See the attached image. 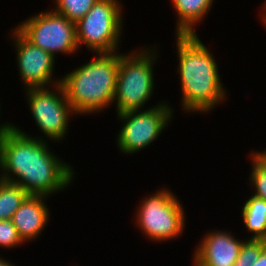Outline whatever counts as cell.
Returning <instances> with one entry per match:
<instances>
[{
	"label": "cell",
	"instance_id": "277c9868",
	"mask_svg": "<svg viewBox=\"0 0 266 266\" xmlns=\"http://www.w3.org/2000/svg\"><path fill=\"white\" fill-rule=\"evenodd\" d=\"M152 46L121 53L113 100L116 114L143 110L151 100L155 90L153 69L159 57L156 45Z\"/></svg>",
	"mask_w": 266,
	"mask_h": 266
},
{
	"label": "cell",
	"instance_id": "ac0fdd59",
	"mask_svg": "<svg viewBox=\"0 0 266 266\" xmlns=\"http://www.w3.org/2000/svg\"><path fill=\"white\" fill-rule=\"evenodd\" d=\"M251 164V173H249L250 178L248 181L254 190L251 195L266 201V170L263 169L252 157Z\"/></svg>",
	"mask_w": 266,
	"mask_h": 266
},
{
	"label": "cell",
	"instance_id": "3957f363",
	"mask_svg": "<svg viewBox=\"0 0 266 266\" xmlns=\"http://www.w3.org/2000/svg\"><path fill=\"white\" fill-rule=\"evenodd\" d=\"M121 53H96L87 63L61 77L76 116L98 114L113 104Z\"/></svg>",
	"mask_w": 266,
	"mask_h": 266
},
{
	"label": "cell",
	"instance_id": "7a4b0ae2",
	"mask_svg": "<svg viewBox=\"0 0 266 266\" xmlns=\"http://www.w3.org/2000/svg\"><path fill=\"white\" fill-rule=\"evenodd\" d=\"M199 35H175L177 74L181 85V110L186 113H208L227 100L226 87L215 56Z\"/></svg>",
	"mask_w": 266,
	"mask_h": 266
},
{
	"label": "cell",
	"instance_id": "5bb4252c",
	"mask_svg": "<svg viewBox=\"0 0 266 266\" xmlns=\"http://www.w3.org/2000/svg\"><path fill=\"white\" fill-rule=\"evenodd\" d=\"M243 204V223L252 234L248 239L266 241V201L251 195Z\"/></svg>",
	"mask_w": 266,
	"mask_h": 266
},
{
	"label": "cell",
	"instance_id": "8fae6325",
	"mask_svg": "<svg viewBox=\"0 0 266 266\" xmlns=\"http://www.w3.org/2000/svg\"><path fill=\"white\" fill-rule=\"evenodd\" d=\"M230 231L210 230L195 247L193 266H233L239 256L244 239Z\"/></svg>",
	"mask_w": 266,
	"mask_h": 266
},
{
	"label": "cell",
	"instance_id": "9a60e30c",
	"mask_svg": "<svg viewBox=\"0 0 266 266\" xmlns=\"http://www.w3.org/2000/svg\"><path fill=\"white\" fill-rule=\"evenodd\" d=\"M28 196L20 185L0 179V220L11 219Z\"/></svg>",
	"mask_w": 266,
	"mask_h": 266
},
{
	"label": "cell",
	"instance_id": "d6986e66",
	"mask_svg": "<svg viewBox=\"0 0 266 266\" xmlns=\"http://www.w3.org/2000/svg\"><path fill=\"white\" fill-rule=\"evenodd\" d=\"M25 243L19 236L18 230L11 219L0 220V247L15 248Z\"/></svg>",
	"mask_w": 266,
	"mask_h": 266
},
{
	"label": "cell",
	"instance_id": "6da1fadb",
	"mask_svg": "<svg viewBox=\"0 0 266 266\" xmlns=\"http://www.w3.org/2000/svg\"><path fill=\"white\" fill-rule=\"evenodd\" d=\"M0 131V179L20 185L29 195L51 197L74 180V169L46 141L6 121Z\"/></svg>",
	"mask_w": 266,
	"mask_h": 266
},
{
	"label": "cell",
	"instance_id": "8992f818",
	"mask_svg": "<svg viewBox=\"0 0 266 266\" xmlns=\"http://www.w3.org/2000/svg\"><path fill=\"white\" fill-rule=\"evenodd\" d=\"M122 1L97 0L76 23L78 48L85 46L96 53L118 52L123 33Z\"/></svg>",
	"mask_w": 266,
	"mask_h": 266
},
{
	"label": "cell",
	"instance_id": "cb8c5ba5",
	"mask_svg": "<svg viewBox=\"0 0 266 266\" xmlns=\"http://www.w3.org/2000/svg\"><path fill=\"white\" fill-rule=\"evenodd\" d=\"M0 104H1V103H0ZM1 107H2V106L0 105V109H1ZM0 114H1V111H0ZM5 125H6V123H3V124L0 123V131L2 130V128H3Z\"/></svg>",
	"mask_w": 266,
	"mask_h": 266
},
{
	"label": "cell",
	"instance_id": "603a6c76",
	"mask_svg": "<svg viewBox=\"0 0 266 266\" xmlns=\"http://www.w3.org/2000/svg\"><path fill=\"white\" fill-rule=\"evenodd\" d=\"M0 266H15V264L11 263L9 260H5V258L0 257Z\"/></svg>",
	"mask_w": 266,
	"mask_h": 266
},
{
	"label": "cell",
	"instance_id": "5b68a950",
	"mask_svg": "<svg viewBox=\"0 0 266 266\" xmlns=\"http://www.w3.org/2000/svg\"><path fill=\"white\" fill-rule=\"evenodd\" d=\"M185 219L181 200L164 187L144 197L134 216L141 233L156 243L179 238L185 229Z\"/></svg>",
	"mask_w": 266,
	"mask_h": 266
},
{
	"label": "cell",
	"instance_id": "ba28073f",
	"mask_svg": "<svg viewBox=\"0 0 266 266\" xmlns=\"http://www.w3.org/2000/svg\"><path fill=\"white\" fill-rule=\"evenodd\" d=\"M53 88V89H52ZM28 108L35 121L36 127L44 134L39 136L47 142L48 140L56 142L64 141L68 130L69 120L76 117L70 103L67 101L64 89L61 84L53 87L25 89Z\"/></svg>",
	"mask_w": 266,
	"mask_h": 266
},
{
	"label": "cell",
	"instance_id": "52a82bcc",
	"mask_svg": "<svg viewBox=\"0 0 266 266\" xmlns=\"http://www.w3.org/2000/svg\"><path fill=\"white\" fill-rule=\"evenodd\" d=\"M159 102L145 110H132L117 114L122 128L117 134V147L123 154L137 153L152 145L173 119V107ZM152 143V144H151Z\"/></svg>",
	"mask_w": 266,
	"mask_h": 266
},
{
	"label": "cell",
	"instance_id": "7c38bea8",
	"mask_svg": "<svg viewBox=\"0 0 266 266\" xmlns=\"http://www.w3.org/2000/svg\"><path fill=\"white\" fill-rule=\"evenodd\" d=\"M46 196L29 195L14 212L11 220L18 230L21 239L26 242L35 241L48 225L50 213Z\"/></svg>",
	"mask_w": 266,
	"mask_h": 266
},
{
	"label": "cell",
	"instance_id": "e0dca14e",
	"mask_svg": "<svg viewBox=\"0 0 266 266\" xmlns=\"http://www.w3.org/2000/svg\"><path fill=\"white\" fill-rule=\"evenodd\" d=\"M265 247L266 241L264 240L245 239L233 266H252L259 259Z\"/></svg>",
	"mask_w": 266,
	"mask_h": 266
},
{
	"label": "cell",
	"instance_id": "30bf717a",
	"mask_svg": "<svg viewBox=\"0 0 266 266\" xmlns=\"http://www.w3.org/2000/svg\"><path fill=\"white\" fill-rule=\"evenodd\" d=\"M10 34V40L13 41L16 50V66L18 65L23 89L53 87L60 84L61 77L57 79L54 76L55 58L47 51L31 44L15 28Z\"/></svg>",
	"mask_w": 266,
	"mask_h": 266
},
{
	"label": "cell",
	"instance_id": "44dd1931",
	"mask_svg": "<svg viewBox=\"0 0 266 266\" xmlns=\"http://www.w3.org/2000/svg\"><path fill=\"white\" fill-rule=\"evenodd\" d=\"M252 266H266V247L261 251L259 259Z\"/></svg>",
	"mask_w": 266,
	"mask_h": 266
},
{
	"label": "cell",
	"instance_id": "4fadbf2b",
	"mask_svg": "<svg viewBox=\"0 0 266 266\" xmlns=\"http://www.w3.org/2000/svg\"><path fill=\"white\" fill-rule=\"evenodd\" d=\"M213 2L214 0H171L177 16L175 35L197 34V24L207 17Z\"/></svg>",
	"mask_w": 266,
	"mask_h": 266
},
{
	"label": "cell",
	"instance_id": "9c48e42d",
	"mask_svg": "<svg viewBox=\"0 0 266 266\" xmlns=\"http://www.w3.org/2000/svg\"><path fill=\"white\" fill-rule=\"evenodd\" d=\"M15 29L31 44L54 58L57 53L75 54L79 50L76 40V23L52 9L29 16Z\"/></svg>",
	"mask_w": 266,
	"mask_h": 266
},
{
	"label": "cell",
	"instance_id": "ffe728a7",
	"mask_svg": "<svg viewBox=\"0 0 266 266\" xmlns=\"http://www.w3.org/2000/svg\"><path fill=\"white\" fill-rule=\"evenodd\" d=\"M250 157H252L263 169L266 170V149L264 151H251V155L249 154Z\"/></svg>",
	"mask_w": 266,
	"mask_h": 266
},
{
	"label": "cell",
	"instance_id": "7402d4cb",
	"mask_svg": "<svg viewBox=\"0 0 266 266\" xmlns=\"http://www.w3.org/2000/svg\"><path fill=\"white\" fill-rule=\"evenodd\" d=\"M262 6H263V9H261V10H263V11H262L260 17L262 16L261 21H262L264 27H266V1H264V4Z\"/></svg>",
	"mask_w": 266,
	"mask_h": 266
},
{
	"label": "cell",
	"instance_id": "2e32d148",
	"mask_svg": "<svg viewBox=\"0 0 266 266\" xmlns=\"http://www.w3.org/2000/svg\"><path fill=\"white\" fill-rule=\"evenodd\" d=\"M97 0H54L52 10L77 23L93 7Z\"/></svg>",
	"mask_w": 266,
	"mask_h": 266
}]
</instances>
